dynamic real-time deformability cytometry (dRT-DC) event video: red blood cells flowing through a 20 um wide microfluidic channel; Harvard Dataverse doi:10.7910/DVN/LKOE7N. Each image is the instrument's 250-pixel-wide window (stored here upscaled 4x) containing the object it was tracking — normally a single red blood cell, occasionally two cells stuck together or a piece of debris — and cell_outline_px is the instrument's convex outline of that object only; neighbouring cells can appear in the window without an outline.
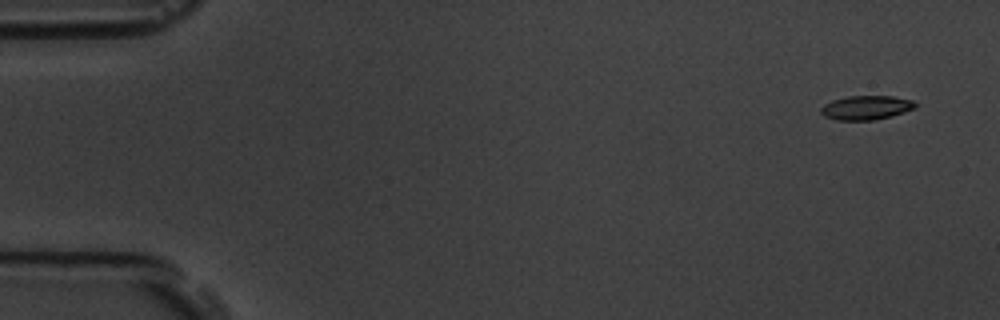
{"species": "common noctule bat (a hibernating species)", "species_latin": "Nyctalus noctula", "temperature_condition": "room temperature", "stored_images_in_passage": 6, "camera_frame_rate_fps": 3000, "um_per_image_px": 0.085, "animal": {"sex": "male", "body_mass_g": 19.5, "forearm_length_mm": 54.6}, "frame": {"image": 1, "passage_image": 1, "time_ms": 0.0, "image_size_px": [1000, 320], "cell_outline_px": [[916, 108], [892, 116], [872, 120], [836, 120], [824, 116], [820, 112], [820, 108], [824, 104], [832, 100], [848, 96], [892, 96], [912, 100], [916, 104]], "centroid_in_image_um": [73.61, 9.15], "position_along_channel_um": 11.4, "area_um2": 13.29}}
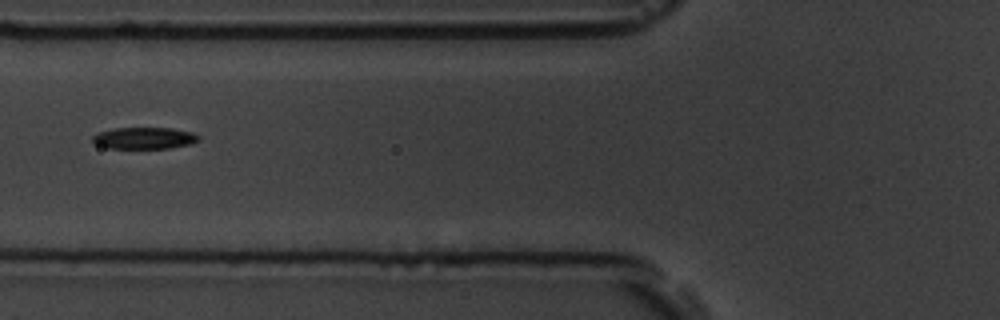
{"frame": {"image": 2, "passage_image": 6, "time_ms": 6.333, "image_size_px": [1000, 320], "cell_outline_px": [[200, 140], [192, 144], [168, 148], [108, 148], [96, 144], [92, 140], [92, 136], [96, 132], [116, 128], [172, 128], [192, 132], [200, 136]], "centroid_in_image_um": [12.28, 11.73], "position_along_channel_um": 113.5, "area_um2": 13.47}}